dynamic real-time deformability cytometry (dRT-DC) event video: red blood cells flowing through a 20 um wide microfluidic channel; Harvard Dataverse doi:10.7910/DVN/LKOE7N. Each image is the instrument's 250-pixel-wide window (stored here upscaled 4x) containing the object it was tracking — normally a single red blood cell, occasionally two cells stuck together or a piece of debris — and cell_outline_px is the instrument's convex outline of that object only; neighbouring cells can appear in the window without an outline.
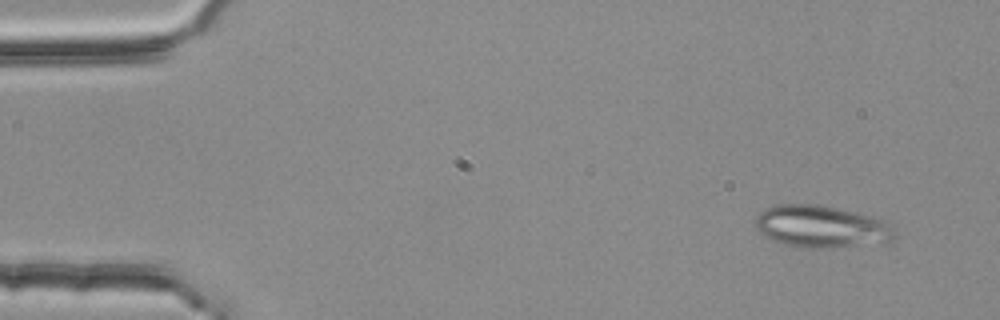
{"species": "common noctule bat (a hibernating species)", "species_latin": "Nyctalus noctula", "temperature_condition": "room temperature", "stored_images_in_passage": 4, "camera_frame_rate_fps": 3000, "um_per_image_px": 0.085, "animal": {"sex": "female", "body_mass_g": 25.1}, "frame": {"image": 1, "passage_image": 1, "time_ms": 0.0, "image_size_px": [1000, 320], "cell_outline_px": [[896, 236], [892, 240], [832, 248], [804, 248], [784, 244], [768, 236], [756, 228], [756, 216], [760, 212], [776, 204], [816, 204], [856, 212], [888, 220], [896, 228]], "centroid_in_image_um": [69.88, 19.24], "position_along_channel_um": 15.1, "area_um2": 34.04}}